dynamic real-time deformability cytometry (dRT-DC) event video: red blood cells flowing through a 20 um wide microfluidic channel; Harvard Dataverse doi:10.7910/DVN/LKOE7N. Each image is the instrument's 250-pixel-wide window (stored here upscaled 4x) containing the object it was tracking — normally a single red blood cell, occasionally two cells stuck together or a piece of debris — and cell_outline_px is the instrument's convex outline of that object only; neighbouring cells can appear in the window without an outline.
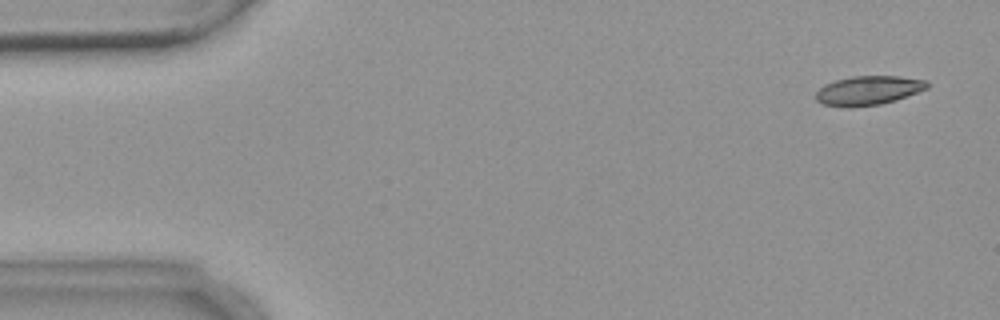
{"species": "common noctule bat (a hibernating species)", "species_latin": "Nyctalus noctula", "temperature_condition": "warm", "stored_images_in_passage": 6, "camera_frame_rate_fps": 3000, "um_per_image_px": 0.085, "animal": {"sex": "female", "body_mass_g": 18.4}, "frame": {"image": 1, "passage_image": 1, "time_ms": 0.0, "image_size_px": [1000, 320], "cell_outline_px": [[928, 88], [896, 100], [880, 104], [848, 108], [820, 104], [816, 100], [816, 92], [824, 84], [836, 80], [852, 76], [900, 76], [928, 80]], "centroid_in_image_um": [73.79, 7.69], "position_along_channel_um": 11.2, "area_um2": 19.07}}